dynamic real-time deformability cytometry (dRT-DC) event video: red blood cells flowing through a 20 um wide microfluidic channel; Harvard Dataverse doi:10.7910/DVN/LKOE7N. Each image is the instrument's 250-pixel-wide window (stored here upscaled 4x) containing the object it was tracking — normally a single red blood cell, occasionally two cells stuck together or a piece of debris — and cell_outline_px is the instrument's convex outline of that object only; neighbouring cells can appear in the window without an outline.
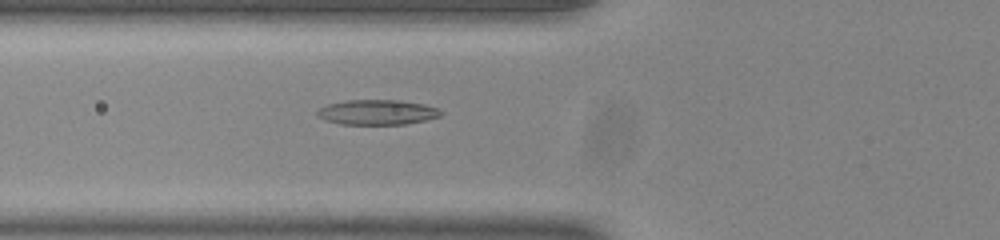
{"species": "common noctule bat (a hibernating species)", "species_latin": "Nyctalus noctula", "temperature_condition": "room temperature", "stored_images_in_passage": 40, "camera_frame_rate_fps": 3000, "um_per_image_px": 0.085, "animal": {"sex": "male", "body_mass_g": 20.0, "forearm_length_mm": 53.3}, "frame": {"image": 1, "passage_image": 10, "time_ms": 3.0, "image_size_px": [1000, 240], "cell_outline_px": [[444, 112], [440, 116], [424, 120], [404, 124], [340, 124], [324, 120], [316, 116], [316, 112], [320, 108], [328, 104], [348, 100], [400, 100], [424, 104], [436, 108]], "centroid_in_image_um": [32.04, 9.54], "position_along_channel_um": 93.8, "area_um2": 17.98}}
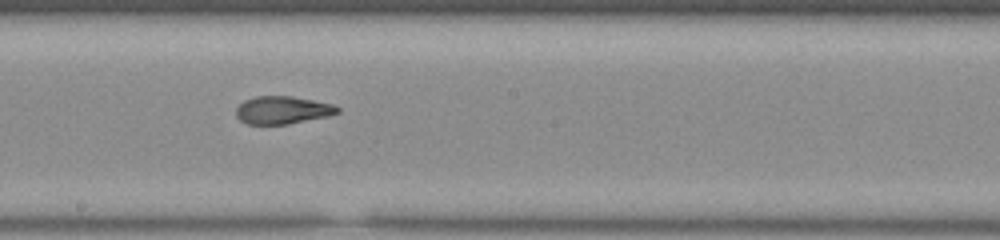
{"frame": {"image": 2, "passage_image": 20, "time_ms": 6.333, "image_size_px": [1000, 240], "cell_outline_px": [[340, 112], [328, 116], [288, 124], [244, 124], [236, 116], [236, 108], [244, 100], [256, 96], [292, 96], [332, 104], [340, 108]], "centroid_in_image_um": [24.0, 9.36], "position_along_channel_um": 224.2, "area_um2": 16.42}}
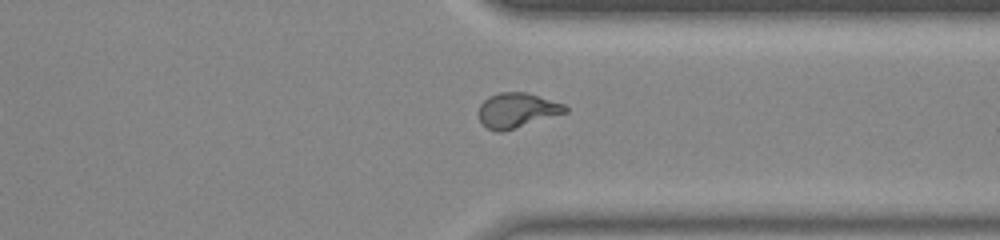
{"frame": {"image": 3, "passage_image": 31, "time_ms": 10.0, "image_size_px": [1000, 240], "cell_outline_px": [[568, 112], [504, 132], [496, 132], [488, 128], [480, 120], [480, 104], [488, 96], [500, 92], [528, 92], [564, 104], [568, 108]], "centroid_in_image_um": [43.97, 9.37], "position_along_channel_um": 367.4, "area_um2": 17.63}}